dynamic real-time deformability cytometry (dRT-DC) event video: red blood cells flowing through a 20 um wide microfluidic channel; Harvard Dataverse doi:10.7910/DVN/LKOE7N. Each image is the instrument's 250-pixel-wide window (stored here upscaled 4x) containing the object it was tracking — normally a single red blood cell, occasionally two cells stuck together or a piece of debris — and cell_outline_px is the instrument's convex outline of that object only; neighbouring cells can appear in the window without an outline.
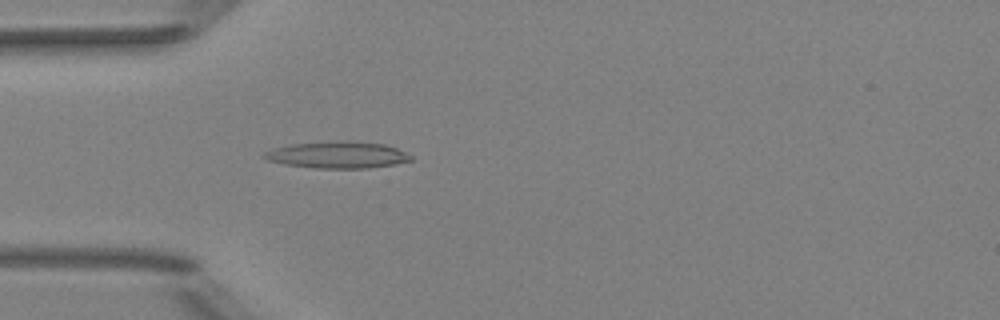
{"species": "Egyptian fruit bat (a non-hibernating species)", "species_latin": "Rousettus aegyptiacus", "temperature_condition": "room temperature", "stored_images_in_passage": 51, "camera_frame_rate_fps": 3000, "um_per_image_px": 0.085, "animal": {"sex": "female"}, "frame": {"image": 1, "passage_image": 15, "time_ms": 4.667, "image_size_px": [1000, 320], "cell_outline_px": [[412, 160], [396, 164], [368, 168], [316, 168], [284, 164], [268, 160], [260, 156], [264, 152], [272, 148], [292, 144], [348, 140], [384, 144], [396, 148], [412, 156]], "centroid_in_image_um": [28.67, 13.16], "position_along_channel_um": 56.3, "area_um2": 22.83}}
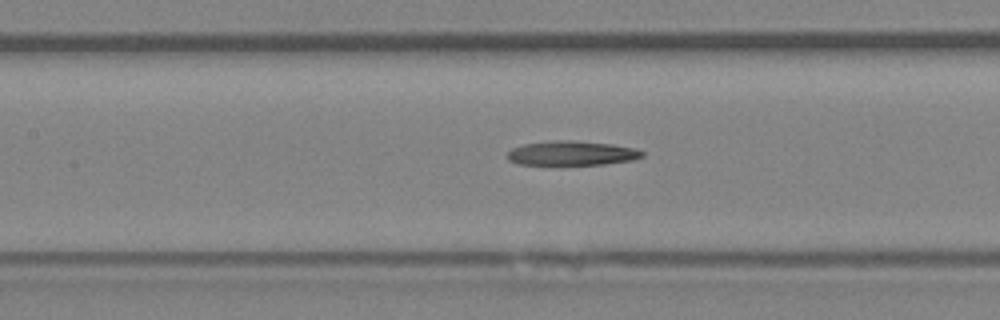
{"frame": {"image": 2, "passage_image": 23, "time_ms": 7.333, "image_size_px": [1000, 320], "cell_outline_px": [[644, 156], [632, 160], [604, 164], [516, 164], [508, 160], [504, 156], [512, 148], [524, 144], [552, 140], [568, 140], [612, 144], [636, 148], [644, 152]], "centroid_in_image_um": [48.57, 13.01], "position_along_channel_um": 158.8, "area_um2": 19.19}}
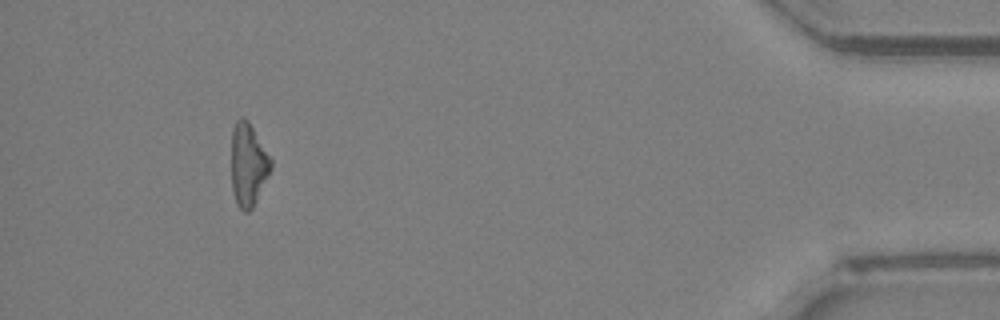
{"frame": {"image": 3, "passage_image": 47, "time_ms": 15.333, "image_size_px": [1000, 320], "cell_outline_px": [[272, 168], [252, 208], [248, 212], [244, 212], [236, 204], [232, 188], [232, 128], [236, 120], [240, 116], [244, 116], [248, 120], [272, 160]], "centroid_in_image_um": [21.09, 13.97], "position_along_channel_um": 414.1, "area_um2": 19.02}}